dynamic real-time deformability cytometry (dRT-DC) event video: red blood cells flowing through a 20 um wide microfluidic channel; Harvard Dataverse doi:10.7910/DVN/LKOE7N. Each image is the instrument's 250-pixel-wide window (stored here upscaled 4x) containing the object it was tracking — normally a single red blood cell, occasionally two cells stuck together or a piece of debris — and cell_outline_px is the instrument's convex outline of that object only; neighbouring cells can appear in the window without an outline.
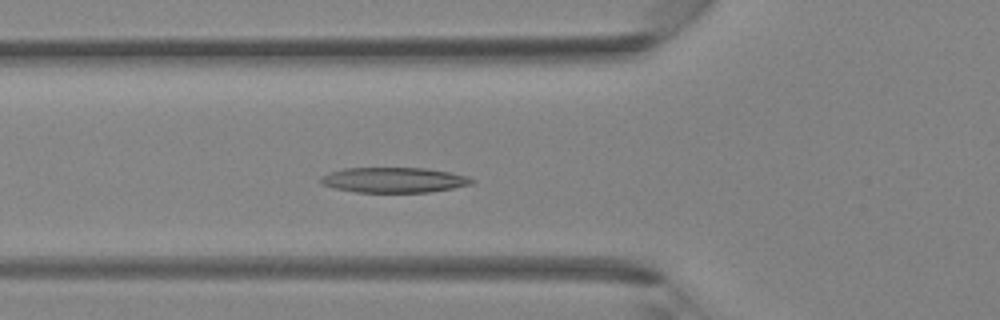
{"species": "Egyptian fruit bat (a non-hibernating species)", "species_latin": "Rousettus aegyptiacus", "temperature_condition": "room temperature", "stored_images_in_passage": 40, "camera_frame_rate_fps": 3000, "um_per_image_px": 0.085, "animal": {"sex": "female"}, "frame": {"image": 1, "passage_image": 13, "time_ms": 4.0, "image_size_px": [1000, 320], "cell_outline_px": [[476, 180], [472, 184], [452, 188], [428, 192], [356, 192], [336, 188], [320, 184], [320, 176], [328, 172], [344, 168], [428, 168], [468, 176]], "centroid_in_image_um": [33.46, 15.29], "position_along_channel_um": 92.3, "area_um2": 22.25}}
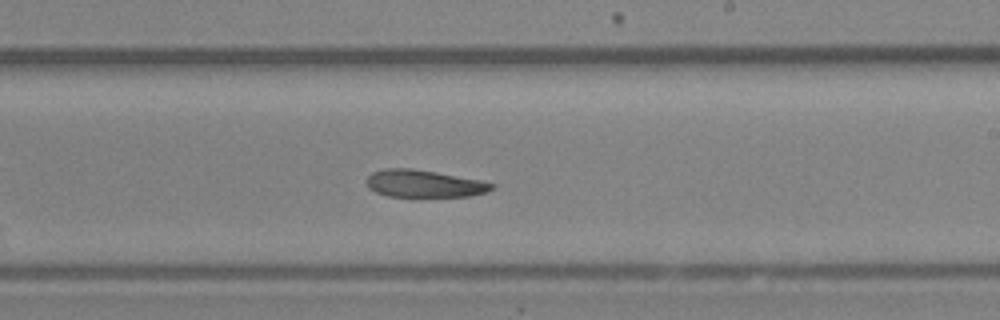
{"frame": {"image": 2, "passage_image": 23, "time_ms": 7.333, "image_size_px": [1000, 320], "cell_outline_px": [[496, 184], [488, 192], [468, 196], [388, 196], [376, 192], [368, 188], [368, 176], [372, 172], [384, 168], [412, 168], [436, 172], [480, 180]], "centroid_in_image_um": [36.04, 15.6], "position_along_channel_um": 253.0, "area_um2": 19.77}}
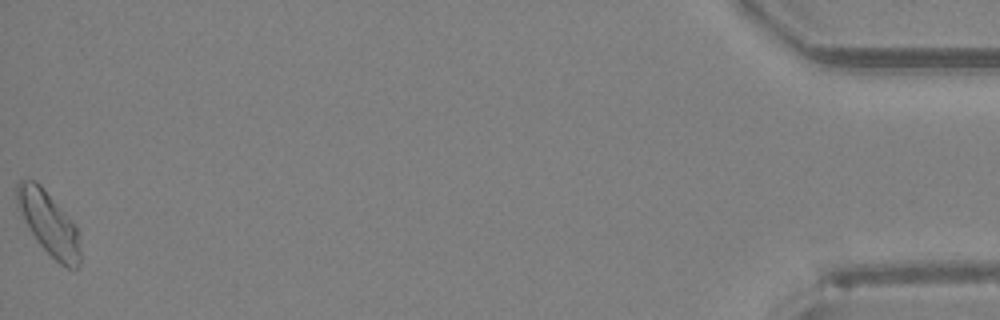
{"frame": {"image": 3, "passage_image": 40, "time_ms": 13.0, "image_size_px": [1000, 320], "cell_outline_px": [[80, 264], [76, 272], [60, 264], [36, 240], [28, 228], [16, 208], [16, 184], [20, 180], [36, 180], [44, 188], [76, 224], [80, 248]], "centroid_in_image_um": [4.14, 18.98], "position_along_channel_um": 431.1, "area_um2": 23.7}}